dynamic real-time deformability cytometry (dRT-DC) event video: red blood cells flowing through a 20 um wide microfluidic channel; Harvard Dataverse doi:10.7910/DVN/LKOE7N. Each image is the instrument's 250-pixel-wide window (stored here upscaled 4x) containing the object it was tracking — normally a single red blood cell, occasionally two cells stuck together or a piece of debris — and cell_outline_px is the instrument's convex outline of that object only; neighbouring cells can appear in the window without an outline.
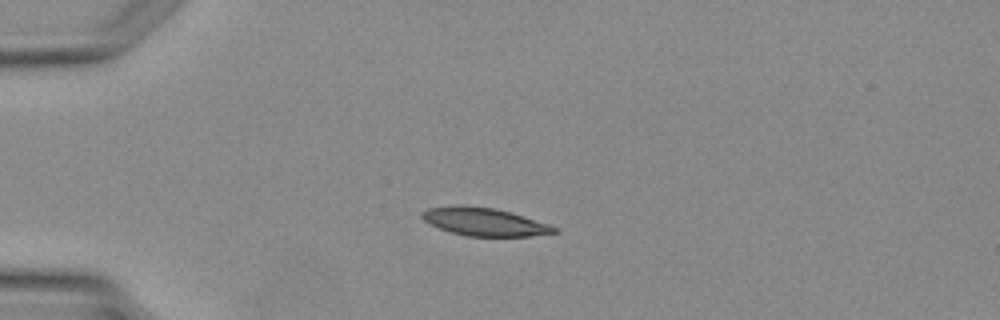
{"species": "Egyptian fruit bat (a non-hibernating species)", "species_latin": "Rousettus aegyptiacus", "temperature_condition": "warm", "stored_images_in_passage": 2, "camera_frame_rate_fps": 3000, "um_per_image_px": 0.085, "animal": {"sex": "female"}, "frame": {"image": 1, "passage_image": 2, "time_ms": 1.333, "image_size_px": [1000, 320], "cell_outline_px": [[560, 232], [528, 236], [468, 236], [448, 232], [424, 220], [420, 216], [420, 212], [428, 208], [452, 204], [460, 204], [496, 208], [548, 224], [560, 228]], "centroid_in_image_um": [41.13, 18.84], "position_along_channel_um": 43.9, "area_um2": 21.73}}